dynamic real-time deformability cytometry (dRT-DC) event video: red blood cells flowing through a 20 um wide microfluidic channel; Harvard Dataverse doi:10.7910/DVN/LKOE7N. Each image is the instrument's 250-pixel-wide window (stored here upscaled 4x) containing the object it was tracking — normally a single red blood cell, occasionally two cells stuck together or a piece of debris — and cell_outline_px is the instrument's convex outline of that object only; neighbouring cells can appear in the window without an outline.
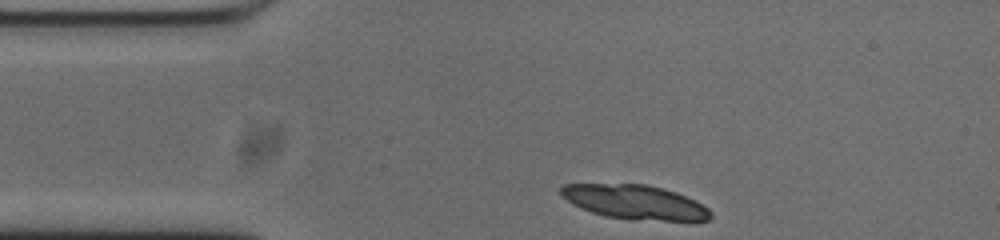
{"species": "common noctule bat (a hibernating species)", "species_latin": "Nyctalus noctula", "temperature_condition": "cold", "stored_images_in_passage": 45, "camera_frame_rate_fps": 3000, "um_per_image_px": 0.085, "animal": {"sex": "male", "body_mass_g": 20.0, "forearm_length_mm": 53.3}, "frame": {"image": 1, "passage_image": 1, "time_ms": 0.0, "image_size_px": [1000, 240], "cell_outline_px": [[712, 216], [708, 220], [628, 220], [604, 216], [592, 212], [572, 204], [560, 196], [560, 188], [564, 184], [644, 184], [676, 192], [696, 200], [708, 208], [712, 212]], "centroid_in_image_um": [53.95, 17.18], "position_along_channel_um": 31.1, "area_um2": 29.94}, "authors_computed_cell_mechanics": {"area_um2": 17.9758, "velocity_mm_per_s": 3.6827, "shape_relaxation_time_tau1_ms": 1.7968, "shape_relaxation_time_tau2_ms": 2.9597, "deformation_change_tau1": 0.0724, "deformation_change_tau2": 0.0582}}